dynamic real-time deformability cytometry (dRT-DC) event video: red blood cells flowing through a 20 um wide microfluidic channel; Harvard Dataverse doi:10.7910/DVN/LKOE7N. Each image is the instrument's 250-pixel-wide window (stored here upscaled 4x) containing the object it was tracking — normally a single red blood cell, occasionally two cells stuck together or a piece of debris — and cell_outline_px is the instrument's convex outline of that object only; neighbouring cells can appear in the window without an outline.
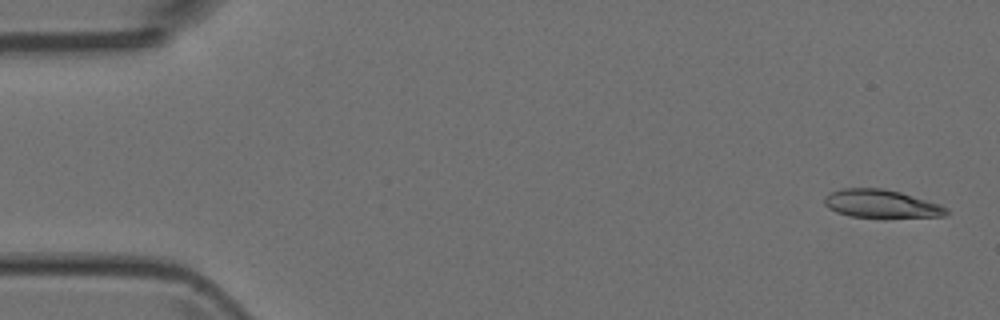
{"species": "Egyptian fruit bat (a non-hibernating species)", "species_latin": "Rousettus aegyptiacus", "temperature_condition": "room temperature", "stored_images_in_passage": 52, "segment_of_instrument_passage": [1, 2], "camera_frame_rate_fps": 3000, "um_per_image_px": 0.085, "animal": {"sex": "female"}, "frame": {"image": 1, "passage_image": 2, "time_ms": 0.333, "image_size_px": [1000, 320], "cell_outline_px": [[948, 212], [944, 216], [852, 216], [836, 212], [828, 208], [824, 204], [824, 196], [832, 192], [844, 188], [884, 188], [900, 192], [940, 204], [948, 208]], "centroid_in_image_um": [74.87, 17.29], "position_along_channel_um": 10.1, "area_um2": 19.48}}
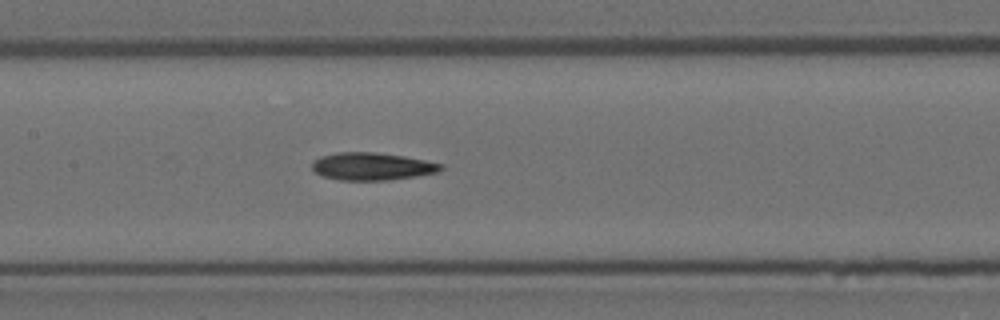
{"frame": {"image": 2, "passage_image": 24, "time_ms": 7.667, "image_size_px": [1000, 320], "cell_outline_px": [[444, 168], [440, 172], [416, 176], [388, 180], [340, 180], [324, 176], [316, 172], [312, 168], [312, 160], [320, 156], [336, 152], [372, 152], [404, 156], [444, 164]], "centroid_in_image_um": [31.64, 14.14], "position_along_channel_um": 175.8, "area_um2": 20.75}}
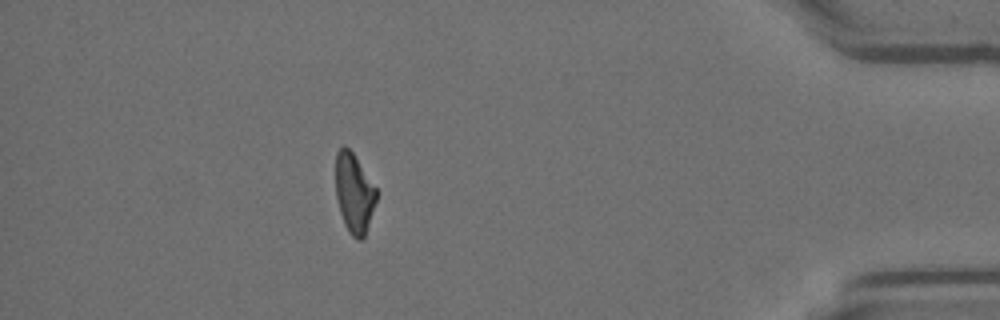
{"frame": {"image": 3, "passage_image": 45, "time_ms": 14.667, "image_size_px": [1000, 320], "cell_outline_px": [[376, 200], [364, 236], [360, 240], [356, 240], [348, 232], [344, 224], [340, 212], [336, 196], [336, 152], [344, 144], [352, 152], [376, 188]], "centroid_in_image_um": [30.07, 16.42], "position_along_channel_um": 405.1, "area_um2": 18.55}}